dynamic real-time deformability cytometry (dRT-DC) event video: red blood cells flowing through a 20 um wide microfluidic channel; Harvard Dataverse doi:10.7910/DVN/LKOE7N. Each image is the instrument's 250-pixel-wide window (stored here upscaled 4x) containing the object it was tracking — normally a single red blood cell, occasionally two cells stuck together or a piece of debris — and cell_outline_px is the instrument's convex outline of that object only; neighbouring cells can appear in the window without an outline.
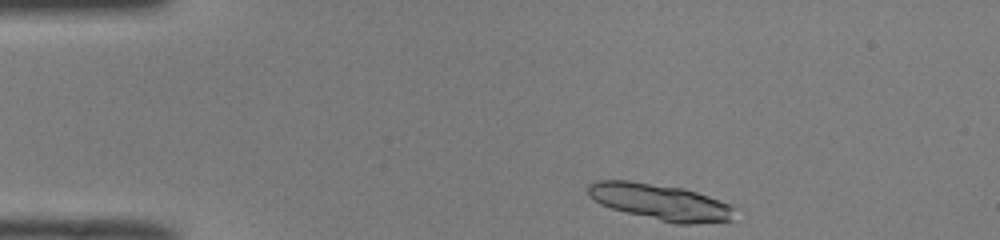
{"species": "common noctule bat (a hibernating species)", "species_latin": "Nyctalus noctula", "temperature_condition": "room temperature", "stored_images_in_passage": 42, "camera_frame_rate_fps": 3000, "um_per_image_px": 0.085, "animal": {"sex": "male", "body_mass_g": 19.0, "forearm_length_mm": 50.8}, "frame": {"image": 1, "passage_image": 1, "time_ms": 0.0, "image_size_px": [1000, 240], "cell_outline_px": [[736, 208], [732, 220], [692, 224], [676, 224], [612, 208], [600, 204], [588, 196], [588, 184], [596, 180], [628, 180], [684, 188], [708, 196], [728, 204]], "centroid_in_image_um": [56.11, 17.16], "position_along_channel_um": 28.9, "area_um2": 30.63}}